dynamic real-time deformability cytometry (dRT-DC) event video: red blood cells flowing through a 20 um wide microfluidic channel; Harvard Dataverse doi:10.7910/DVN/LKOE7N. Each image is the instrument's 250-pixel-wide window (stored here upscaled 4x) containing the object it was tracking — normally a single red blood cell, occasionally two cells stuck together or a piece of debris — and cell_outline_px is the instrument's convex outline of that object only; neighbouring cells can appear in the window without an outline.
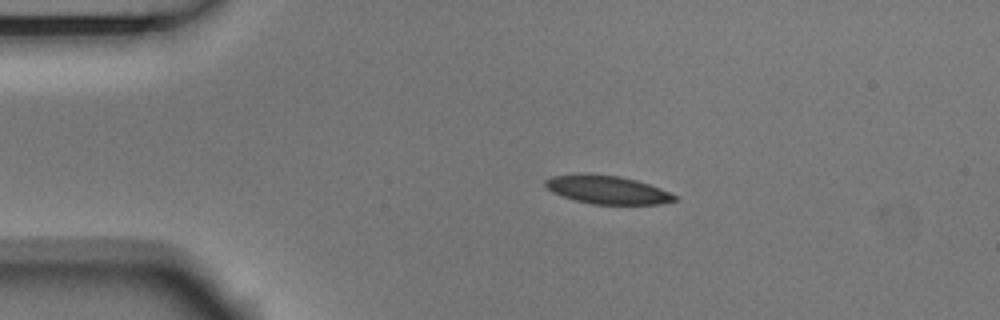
{"species": "Egyptian fruit bat (a non-hibernating species)", "species_latin": "Rousettus aegyptiacus", "temperature_condition": "room temperature", "stored_images_in_passage": 44, "camera_frame_rate_fps": 3000, "um_per_image_px": 0.085, "animal": {"sex": "male"}, "frame": {"image": 1, "passage_image": 1, "time_ms": 0.0, "image_size_px": [1000, 320], "cell_outline_px": [[676, 200], [660, 204], [592, 204], [576, 200], [552, 192], [544, 184], [544, 180], [552, 176], [620, 176], [636, 180], [660, 188], [676, 196]], "centroid_in_image_um": [51.66, 16.17], "position_along_channel_um": 33.3, "area_um2": 20.35}}
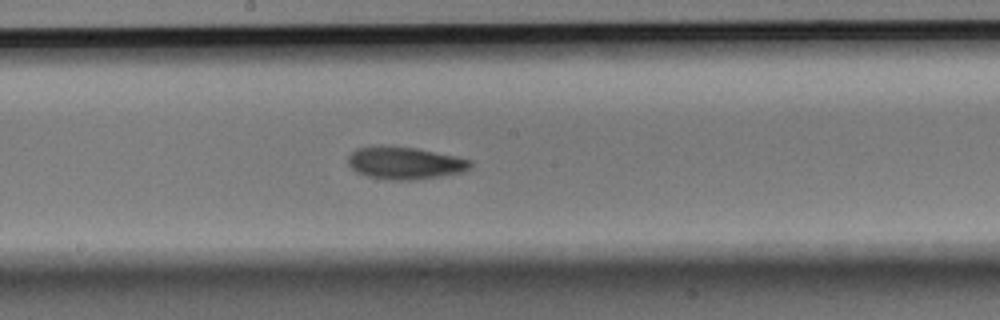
{"frame": {"image": 2, "passage_image": 19, "time_ms": 6.0, "image_size_px": [1000, 320], "cell_outline_px": [[472, 168], [464, 172], [416, 180], [388, 180], [368, 176], [356, 172], [348, 164], [348, 156], [356, 148], [416, 148], [456, 156], [472, 160]], "centroid_in_image_um": [34.48, 13.9], "position_along_channel_um": 213.7, "area_um2": 22.66}}
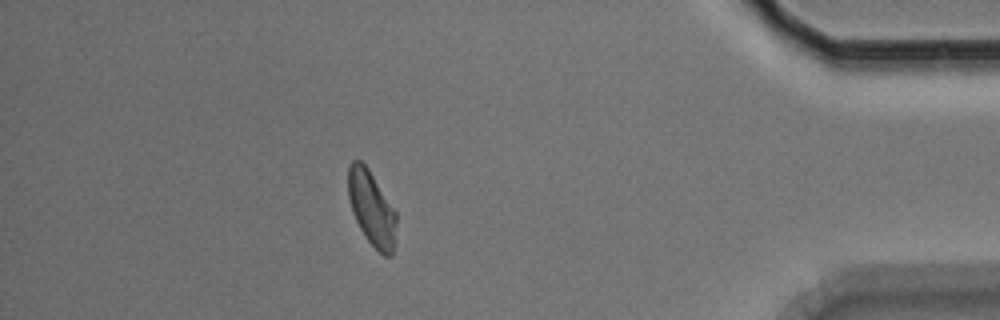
{"frame": {"image": 3, "passage_image": 38, "time_ms": 12.333, "image_size_px": [1000, 320], "cell_outline_px": [[396, 244], [392, 256], [384, 256], [368, 240], [360, 228], [352, 212], [348, 196], [348, 168], [352, 160], [360, 160], [368, 168], [396, 212]], "centroid_in_image_um": [31.6, 17.73], "position_along_channel_um": 403.6, "area_um2": 20.92}, "authors_computed_cell_mechanics": {"area_um2": 22.1663, "velocity_mm_per_s": 3.6905, "shape_relaxation_time_tau1_ms": 6.6412, "shape_relaxation_time_tau2_ms": 8.5306, "deformation_change_tau1": 0.1399, "deformation_change_tau2": 0.1549}}